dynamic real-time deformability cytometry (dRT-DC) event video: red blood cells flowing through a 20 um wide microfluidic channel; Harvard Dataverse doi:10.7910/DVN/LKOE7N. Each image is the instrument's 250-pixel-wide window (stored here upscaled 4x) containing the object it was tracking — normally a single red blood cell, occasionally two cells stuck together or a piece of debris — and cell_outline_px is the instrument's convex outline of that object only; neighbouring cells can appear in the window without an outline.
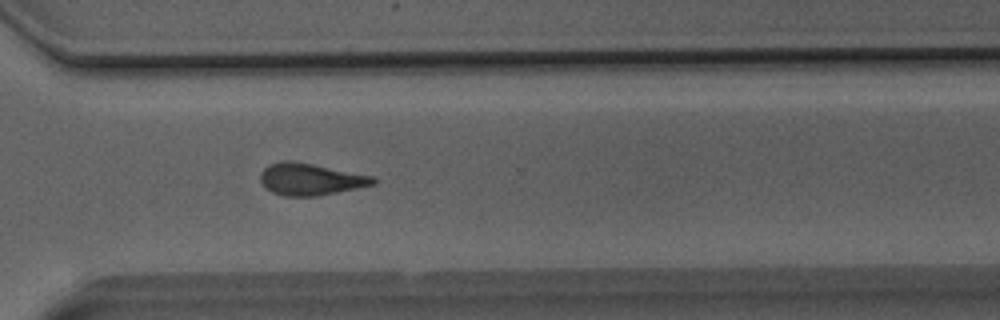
{"species": "Egyptian fruit bat (a non-hibernating species)", "species_latin": "Rousettus aegyptiacus", "temperature_condition": "room temperature", "stored_images_in_passage": 23, "camera_frame_rate_fps": 3000, "um_per_image_px": 0.085, "animal": {"sex": "male"}, "frame": {"image": 1, "passage_image": 23, "time_ms": 7.333, "image_size_px": [1000, 320], "cell_outline_px": [[380, 180], [376, 184], [316, 196], [284, 196], [272, 192], [264, 188], [260, 180], [260, 172], [268, 164], [280, 160], [292, 160], [372, 176]], "centroid_in_image_um": [26.34, 15.23], "position_along_channel_um": 344.3, "area_um2": 21.04}}